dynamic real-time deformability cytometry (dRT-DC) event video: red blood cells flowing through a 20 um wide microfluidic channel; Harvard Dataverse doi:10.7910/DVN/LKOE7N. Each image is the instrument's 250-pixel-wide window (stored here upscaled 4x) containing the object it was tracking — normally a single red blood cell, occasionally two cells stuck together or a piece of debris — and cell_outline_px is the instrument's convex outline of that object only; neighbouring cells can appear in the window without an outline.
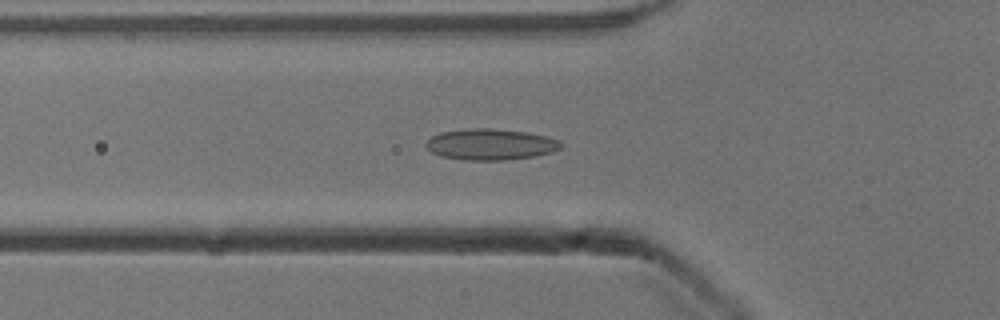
{"species": "common noctule bat (a hibernating species)", "species_latin": "Nyctalus noctula", "temperature_condition": "cold", "stored_images_in_passage": 51, "camera_frame_rate_fps": 3000, "um_per_image_px": 0.085, "animal": {"sex": "male", "body_mass_g": 13.3}, "frame": {"image": 1, "passage_image": 17, "time_ms": 5.333, "image_size_px": [1000, 320], "cell_outline_px": [[564, 144], [560, 148], [552, 152], [536, 156], [504, 160], [464, 160], [440, 156], [432, 152], [424, 144], [432, 136], [440, 132], [468, 128], [492, 128], [528, 132], [560, 140]], "centroid_in_image_um": [41.7, 12.27], "position_along_channel_um": 84.1, "area_um2": 24.62}}
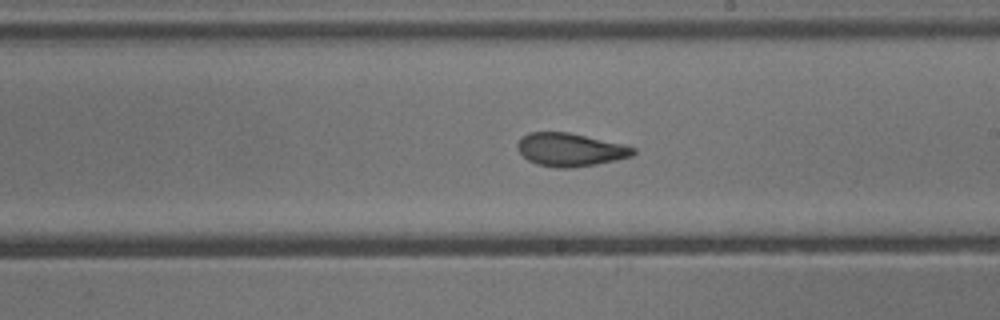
{"frame": {"image": 2, "passage_image": 29, "time_ms": 9.333, "image_size_px": [1000, 320], "cell_outline_px": [[636, 152], [632, 156], [616, 160], [596, 164], [572, 168], [556, 168], [536, 164], [528, 160], [520, 152], [516, 144], [528, 132], [568, 132], [624, 144], [636, 148]], "centroid_in_image_um": [48.49, 12.73], "position_along_channel_um": 240.5, "area_um2": 22.37}}
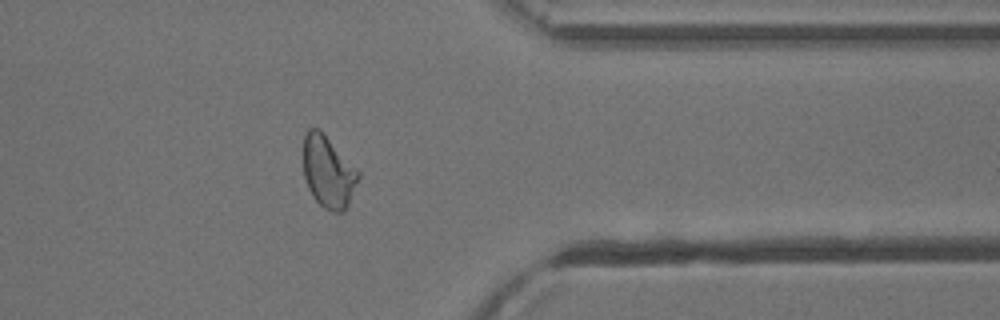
{"frame": {"image": 3, "passage_image": 41, "time_ms": 13.333, "image_size_px": [1000, 320], "cell_outline_px": [[360, 176], [348, 204], [344, 212], [332, 212], [324, 208], [312, 196], [308, 188], [304, 176], [304, 132], [308, 128], [320, 128], [360, 172]], "centroid_in_image_um": [27.89, 14.59], "position_along_channel_um": 383.5, "area_um2": 23.12}, "authors_computed_cell_mechanics": {"area_um2": 23.2934, "velocity_mm_per_s": 3.8883, "shape_relaxation_time_tau1_ms": 10.434, "shape_relaxation_time_tau2_ms": 1.6618, "deformation_change_tau1": 0.1826, "deformation_change_tau2": 0.0736}}